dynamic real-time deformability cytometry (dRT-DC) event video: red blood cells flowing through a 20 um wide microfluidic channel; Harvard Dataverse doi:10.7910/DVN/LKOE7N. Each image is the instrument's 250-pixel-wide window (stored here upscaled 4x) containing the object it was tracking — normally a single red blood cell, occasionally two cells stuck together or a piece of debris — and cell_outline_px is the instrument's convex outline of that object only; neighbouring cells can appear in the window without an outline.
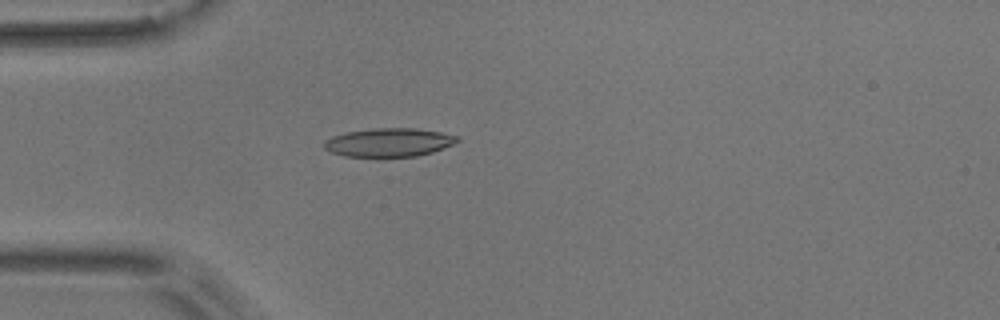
{"species": "common noctule bat (a hibernating species)", "species_latin": "Nyctalus noctula", "temperature_condition": "room temperature", "stored_images_in_passage": 5, "camera_frame_rate_fps": 3000, "um_per_image_px": 0.085, "animal": {"sex": "male", "body_mass_g": 17.9}, "frame": {"image": 1, "passage_image": 5, "time_ms": 4.667, "image_size_px": [1000, 320], "cell_outline_px": [[460, 140], [452, 144], [432, 152], [416, 156], [380, 160], [376, 160], [344, 156], [332, 152], [324, 148], [324, 140], [332, 136], [348, 132], [372, 128], [416, 128], [440, 132], [460, 136]], "centroid_in_image_um": [33.02, 12.15], "position_along_channel_um": 52.0, "area_um2": 23.06}}